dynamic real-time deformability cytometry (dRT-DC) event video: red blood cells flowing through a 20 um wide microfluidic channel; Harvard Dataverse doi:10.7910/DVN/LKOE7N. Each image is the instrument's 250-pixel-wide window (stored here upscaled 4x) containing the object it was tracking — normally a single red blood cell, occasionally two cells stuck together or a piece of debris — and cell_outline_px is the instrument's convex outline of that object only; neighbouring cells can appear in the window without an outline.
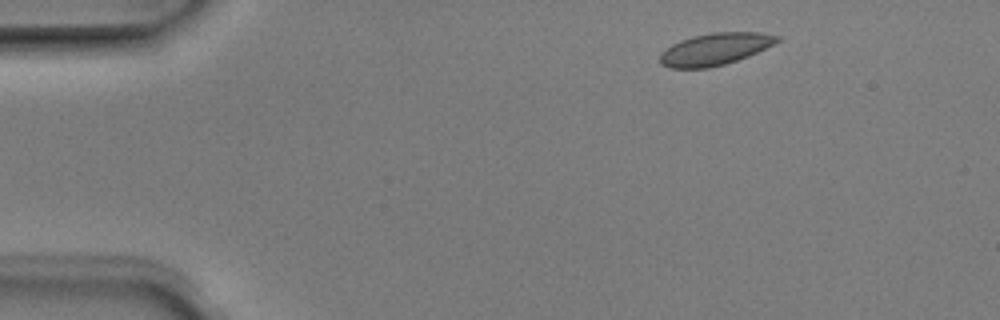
{"species": "Egyptian fruit bat (a non-hibernating species)", "species_latin": "Rousettus aegyptiacus", "temperature_condition": "room temperature", "stored_images_in_passage": 3, "camera_frame_rate_fps": 3000, "um_per_image_px": 0.085, "animal": {"sex": "male"}, "frame": {"image": 1, "passage_image": 1, "time_ms": 0.0, "image_size_px": [1000, 320], "cell_outline_px": [[780, 40], [748, 56], [724, 64], [708, 68], [668, 68], [660, 64], [660, 52], [672, 44], [680, 40], [692, 36], [712, 32], [760, 32], [780, 36]], "centroid_in_image_um": [60.73, 4.17], "position_along_channel_um": 24.3, "area_um2": 21.79}}